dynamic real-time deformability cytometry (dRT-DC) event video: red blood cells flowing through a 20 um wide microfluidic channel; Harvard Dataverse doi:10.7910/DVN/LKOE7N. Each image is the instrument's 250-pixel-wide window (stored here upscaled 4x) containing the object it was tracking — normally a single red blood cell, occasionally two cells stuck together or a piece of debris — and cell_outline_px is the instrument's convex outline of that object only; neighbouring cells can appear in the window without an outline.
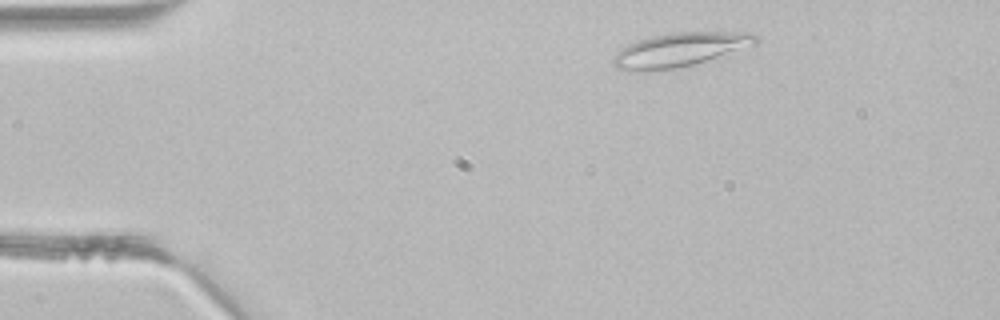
{"species": "common noctule bat (a hibernating species)", "species_latin": "Nyctalus noctula", "temperature_condition": "room temperature", "stored_images_in_passage": 2, "camera_frame_rate_fps": 3000, "um_per_image_px": 0.085, "animal": {"sex": "male", "body_mass_g": 21.5, "forearm_length_mm": 52.0}, "frame": {"image": 1, "passage_image": 1, "time_ms": 0.0, "image_size_px": [1000, 320], "cell_outline_px": [[760, 40], [756, 44], [692, 64], [676, 68], [640, 72], [616, 68], [612, 64], [612, 60], [616, 52], [628, 44], [652, 36], [676, 32], [752, 32], [760, 36]], "centroid_in_image_um": [57.78, 4.22], "position_along_channel_um": 27.2, "area_um2": 27.92}}